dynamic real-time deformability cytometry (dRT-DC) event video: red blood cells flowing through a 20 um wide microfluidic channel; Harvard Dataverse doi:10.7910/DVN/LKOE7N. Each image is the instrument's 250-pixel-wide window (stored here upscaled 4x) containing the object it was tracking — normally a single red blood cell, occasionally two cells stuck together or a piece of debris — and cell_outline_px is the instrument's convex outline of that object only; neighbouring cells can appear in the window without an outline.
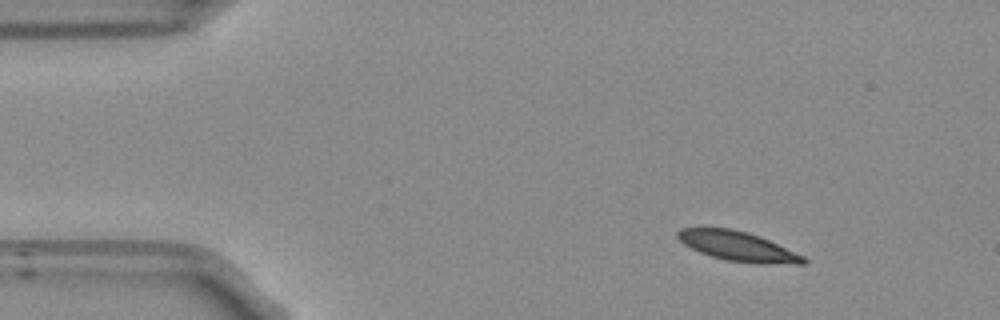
{"species": "Egyptian fruit bat (a non-hibernating species)", "species_latin": "Rousettus aegyptiacus", "temperature_condition": "room temperature", "stored_images_in_passage": 47, "camera_frame_rate_fps": 3000, "um_per_image_px": 0.085, "frame": {"image": 1, "passage_image": 1, "time_ms": 0.0, "image_size_px": [1000, 320], "cell_outline_px": [[808, 260], [804, 264], [756, 264], [724, 260], [700, 252], [684, 244], [676, 236], [676, 232], [680, 228], [728, 228], [744, 232], [768, 240], [804, 256]], "centroid_in_image_um": [62.71, 20.95], "position_along_channel_um": 22.3, "area_um2": 21.44}}
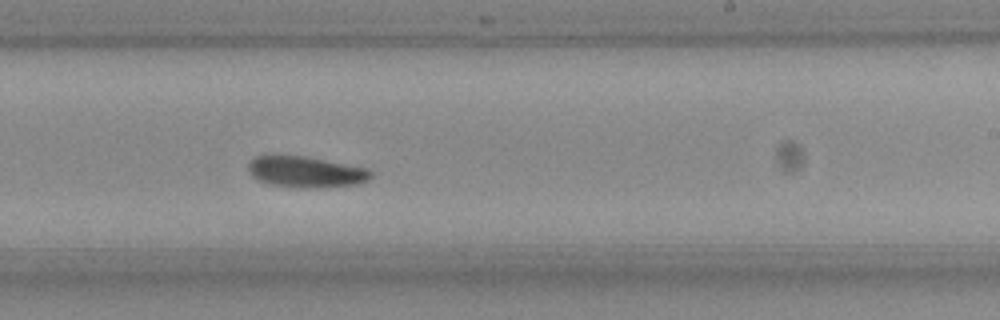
{"frame": {"image": 2, "passage_image": 26, "time_ms": 8.333, "image_size_px": [1000, 320], "cell_outline_px": [[372, 176], [368, 180], [356, 184], [324, 188], [292, 188], [264, 184], [256, 180], [248, 172], [248, 160], [256, 156], [304, 156], [368, 168], [372, 172]], "centroid_in_image_um": [25.95, 14.64], "position_along_channel_um": 263.1, "area_um2": 22.66}}
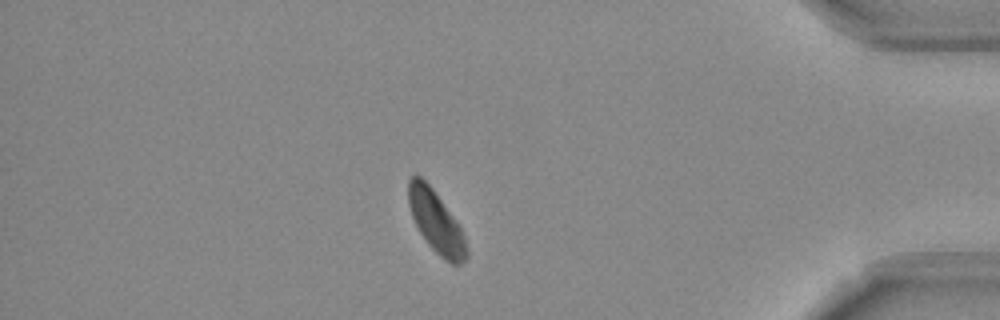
{"frame": {"image": 3, "passage_image": 40, "time_ms": 13.0, "image_size_px": [1000, 320], "cell_outline_px": [[468, 256], [460, 264], [452, 264], [440, 256], [428, 244], [420, 232], [412, 216], [408, 204], [408, 180], [412, 176], [420, 176], [432, 188], [456, 220], [464, 236], [468, 252]], "centroid_in_image_um": [37.06, 18.86], "position_along_channel_um": 398.1, "area_um2": 20.58}, "authors_computed_cell_mechanics": {"area_um2": 21.9062, "velocity_mm_per_s": 3.7699, "shape_relaxation_time_tau1_ms": 2.894, "shape_relaxation_time_tau2_ms": 3.0351, "deformation_change_tau1": 0.1133, "deformation_change_tau2": 0.077}}